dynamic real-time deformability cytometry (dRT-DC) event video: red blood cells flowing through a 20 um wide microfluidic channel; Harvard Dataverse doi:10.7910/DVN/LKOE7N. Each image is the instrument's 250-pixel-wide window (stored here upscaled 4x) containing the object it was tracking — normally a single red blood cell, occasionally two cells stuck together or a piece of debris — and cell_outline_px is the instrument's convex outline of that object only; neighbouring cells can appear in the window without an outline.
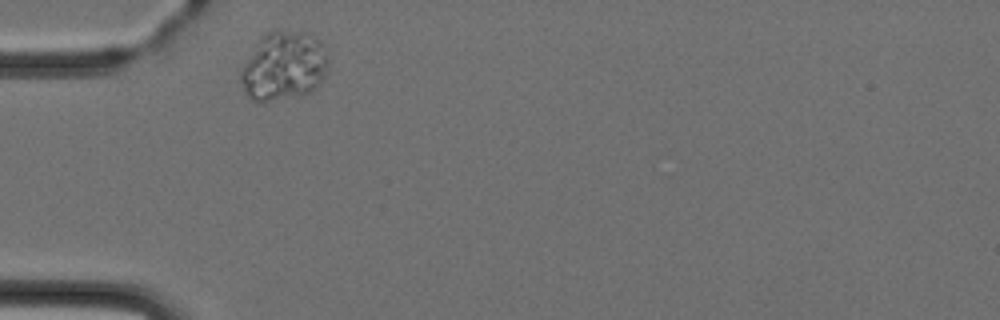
{"species": "Egyptian fruit bat (a non-hibernating species)", "species_latin": "Rousettus aegyptiacus", "temperature_condition": "cold", "stored_images_in_passage": 4, "camera_frame_rate_fps": 3000, "um_per_image_px": 0.085, "animal": {"sex": "female"}, "frame": {"image": 1, "passage_image": 1, "time_ms": 0.0, "image_size_px": [1000, 320], "cell_outline_px": [[328, 68], [324, 80], [316, 88], [300, 96], [260, 104], [256, 104], [244, 92], [240, 80], [240, 72], [244, 64], [260, 40], [272, 28], [276, 28], [312, 32], [320, 40], [328, 56]], "centroid_in_image_um": [24.15, 5.62], "position_along_channel_um": 60.8, "area_um2": 36.13}}
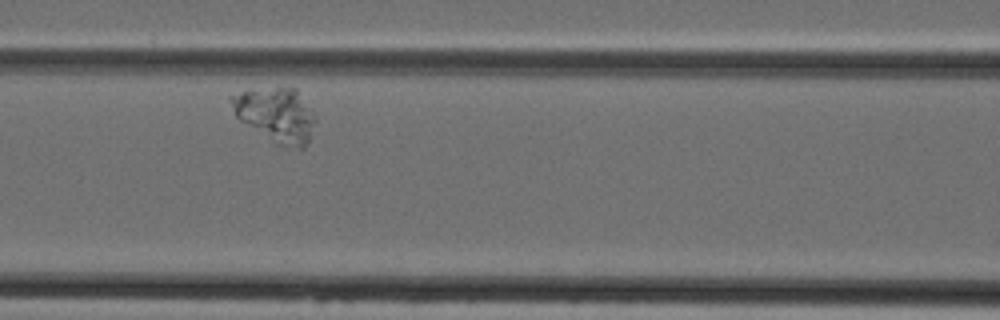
{"frame": {"image": 2, "passage_image": 3, "time_ms": 2.667, "image_size_px": [1000, 320], "cell_outline_px": [[316, 120], [308, 144], [300, 152], [280, 148], [240, 120], [236, 116], [228, 100], [228, 96], [276, 84], [296, 88], [316, 116]], "centroid_in_image_um": [23.5, 9.79], "position_along_channel_um": 143.1, "area_um2": 27.86}}
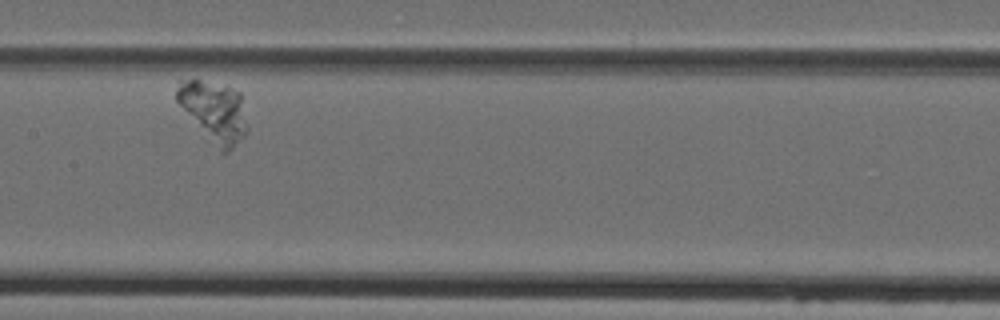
{"frame": {"image": 3, "passage_image": 4, "time_ms": 4.0, "image_size_px": [1000, 320], "cell_outline_px": [[248, 132], [228, 152], [220, 152], [176, 100], [176, 92], [180, 80], [200, 80], [232, 88], [240, 92], [248, 124]], "centroid_in_image_um": [18.24, 9.48], "position_along_channel_um": 189.2, "area_um2": 24.45}}